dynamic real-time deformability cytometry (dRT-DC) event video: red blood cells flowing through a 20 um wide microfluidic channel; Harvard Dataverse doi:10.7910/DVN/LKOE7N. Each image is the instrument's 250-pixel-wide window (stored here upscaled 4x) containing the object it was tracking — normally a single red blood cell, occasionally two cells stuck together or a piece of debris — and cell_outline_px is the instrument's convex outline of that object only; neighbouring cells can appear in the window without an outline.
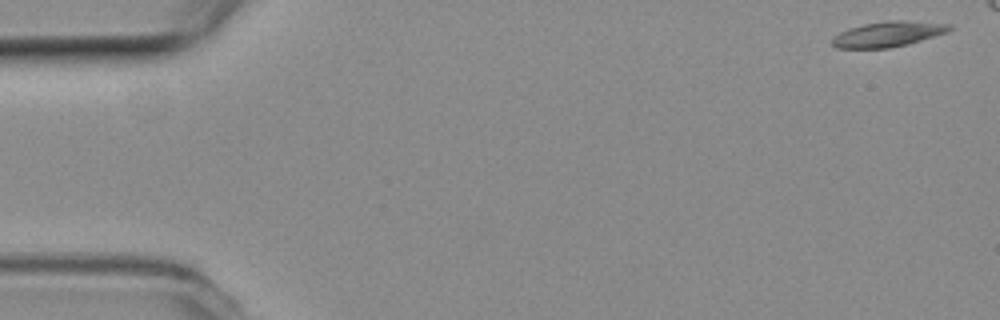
{"species": "common noctule bat (a hibernating species)", "species_latin": "Nyctalus noctula", "temperature_condition": "room temperature", "stored_images_in_passage": 53, "camera_frame_rate_fps": 3000, "um_per_image_px": 0.085, "animal": {"sex": "female", "body_mass_g": 19.3, "forearm_length_mm": 54.1}, "frame": {"image": 1, "passage_image": 1, "time_ms": 0.0, "image_size_px": [1000, 320], "cell_outline_px": [[952, 28], [948, 32], [908, 44], [888, 48], [836, 48], [832, 44], [832, 36], [848, 28], [864, 24], [888, 20], [904, 20], [952, 24]], "centroid_in_image_um": [75.48, 2.89], "position_along_channel_um": 9.5, "area_um2": 17.4}}
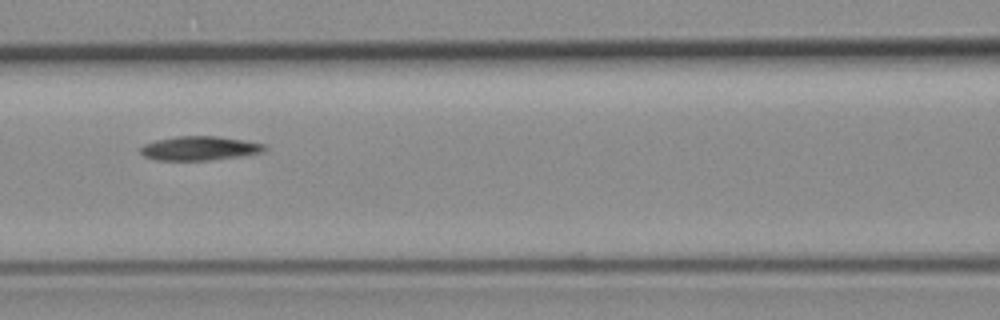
{"frame": {"image": 2, "passage_image": 25, "time_ms": 8.0, "image_size_px": [1000, 320], "cell_outline_px": [[268, 148], [260, 152], [240, 156], [208, 160], [156, 160], [144, 156], [140, 152], [140, 148], [144, 144], [156, 140], [176, 136], [216, 136], [244, 140], [264, 144]], "centroid_in_image_um": [16.93, 12.6], "position_along_channel_um": 149.7, "area_um2": 17.28}}
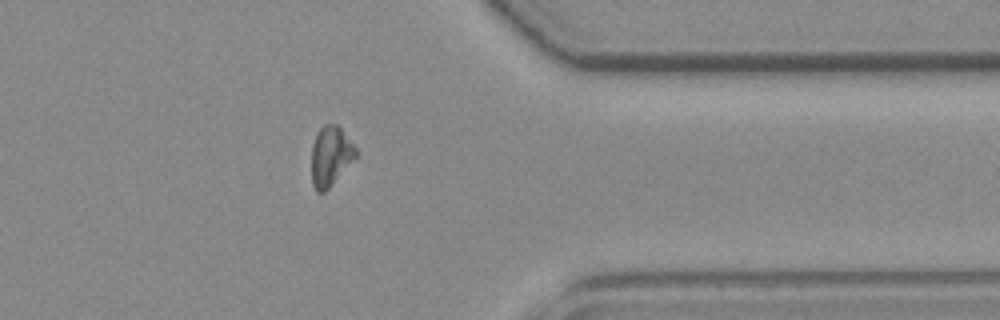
{"frame": {"image": 3, "passage_image": 45, "time_ms": 14.667, "image_size_px": [1000, 320], "cell_outline_px": [[356, 156], [328, 188], [324, 192], [316, 192], [312, 184], [312, 144], [320, 128], [324, 124], [336, 124], [340, 128], [356, 148]], "centroid_in_image_um": [28.07, 13.26], "position_along_channel_um": 383.3, "area_um2": 14.97}}